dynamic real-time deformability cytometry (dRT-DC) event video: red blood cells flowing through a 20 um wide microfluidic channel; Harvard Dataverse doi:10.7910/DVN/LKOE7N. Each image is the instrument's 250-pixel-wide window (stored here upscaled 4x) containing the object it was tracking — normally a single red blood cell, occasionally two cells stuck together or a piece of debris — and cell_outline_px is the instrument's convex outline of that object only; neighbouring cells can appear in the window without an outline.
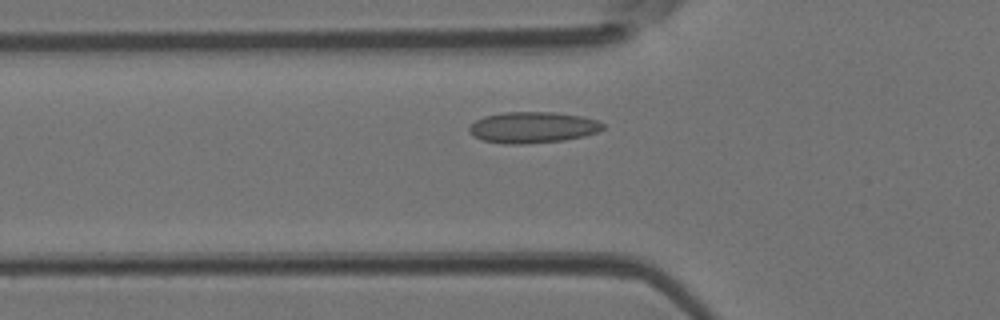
{"species": "Egyptian fruit bat (a non-hibernating species)", "species_latin": "Rousettus aegyptiacus", "temperature_condition": "room temperature", "stored_images_in_passage": 35, "camera_frame_rate_fps": 3000, "um_per_image_px": 0.085, "animal": {"sex": "female"}, "frame": {"image": 1, "passage_image": 9, "time_ms": 2.667, "image_size_px": [1000, 320], "cell_outline_px": [[604, 128], [596, 132], [584, 136], [564, 140], [524, 144], [504, 144], [484, 140], [468, 132], [468, 128], [476, 120], [484, 116], [504, 112], [552, 112], [580, 116], [596, 120], [604, 124]], "centroid_in_image_um": [45.27, 10.83], "position_along_channel_um": 80.5, "area_um2": 24.1}}
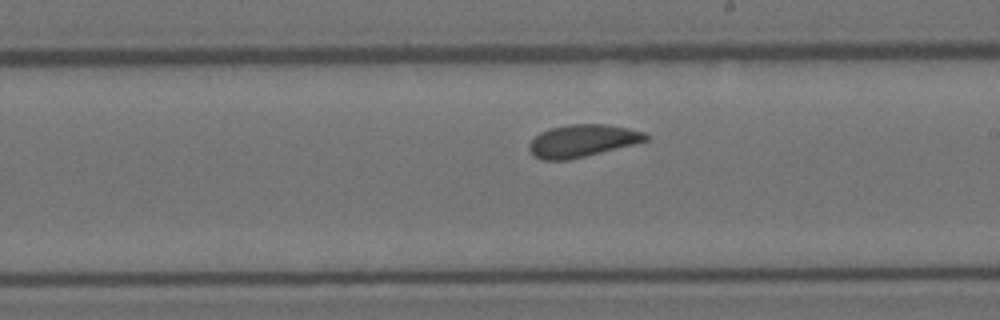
{"frame": {"image": 2, "passage_image": 20, "time_ms": 6.333, "image_size_px": [1000, 320], "cell_outline_px": [[648, 140], [568, 160], [540, 160], [532, 156], [528, 148], [528, 144], [540, 132], [552, 128], [572, 124], [608, 124], [628, 128], [644, 132], [648, 136]], "centroid_in_image_um": [49.45, 11.97], "position_along_channel_um": 239.6, "area_um2": 21.79}}
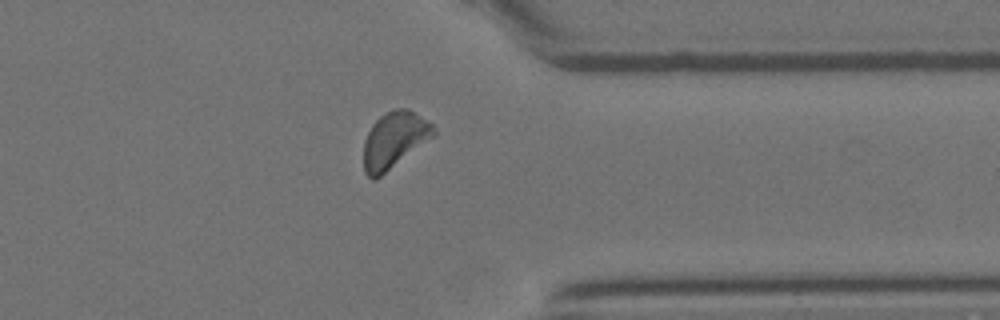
{"frame": {"image": 3, "passage_image": 30, "time_ms": 9.667, "image_size_px": [1000, 320], "cell_outline_px": [[436, 136], [376, 180], [372, 180], [364, 172], [364, 140], [372, 124], [380, 116], [392, 108], [408, 108], [432, 124], [436, 132]], "centroid_in_image_um": [33.52, 11.92], "position_along_channel_um": 377.9, "area_um2": 23.29}}